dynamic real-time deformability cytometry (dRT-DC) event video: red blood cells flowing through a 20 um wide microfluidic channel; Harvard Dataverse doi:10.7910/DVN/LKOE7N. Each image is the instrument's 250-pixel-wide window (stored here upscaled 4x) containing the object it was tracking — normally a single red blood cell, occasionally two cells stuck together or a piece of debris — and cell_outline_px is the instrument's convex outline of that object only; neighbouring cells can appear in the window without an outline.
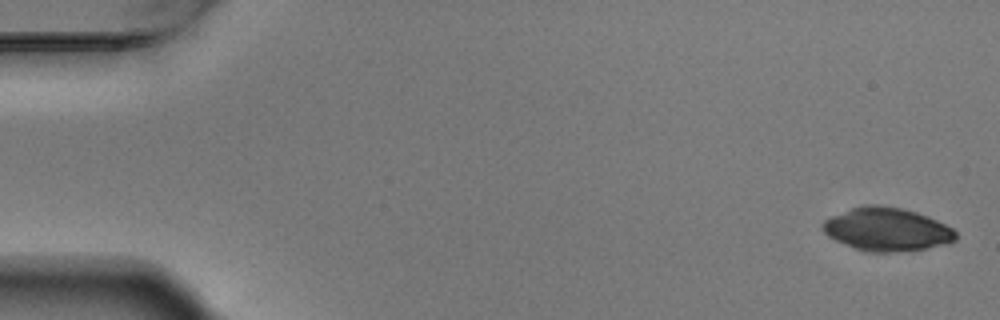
{"species": "Egyptian fruit bat (a non-hibernating species)", "species_latin": "Rousettus aegyptiacus", "temperature_condition": "warm", "stored_images_in_passage": 6, "segment_of_instrument_passage": [1, 2], "camera_frame_rate_fps": 3000, "um_per_image_px": 0.085, "animal": {"sex": "male"}, "frame": {"image": 1, "passage_image": 1, "time_ms": 0.0, "image_size_px": [1000, 320], "cell_outline_px": [[956, 240], [948, 244], [924, 248], [892, 252], [876, 252], [856, 248], [844, 244], [828, 236], [824, 232], [824, 220], [832, 216], [852, 208], [864, 204], [880, 204], [900, 208], [916, 212], [928, 216], [952, 228], [956, 232]], "centroid_in_image_um": [75.41, 19.48], "position_along_channel_um": 9.6, "area_um2": 33.12}}